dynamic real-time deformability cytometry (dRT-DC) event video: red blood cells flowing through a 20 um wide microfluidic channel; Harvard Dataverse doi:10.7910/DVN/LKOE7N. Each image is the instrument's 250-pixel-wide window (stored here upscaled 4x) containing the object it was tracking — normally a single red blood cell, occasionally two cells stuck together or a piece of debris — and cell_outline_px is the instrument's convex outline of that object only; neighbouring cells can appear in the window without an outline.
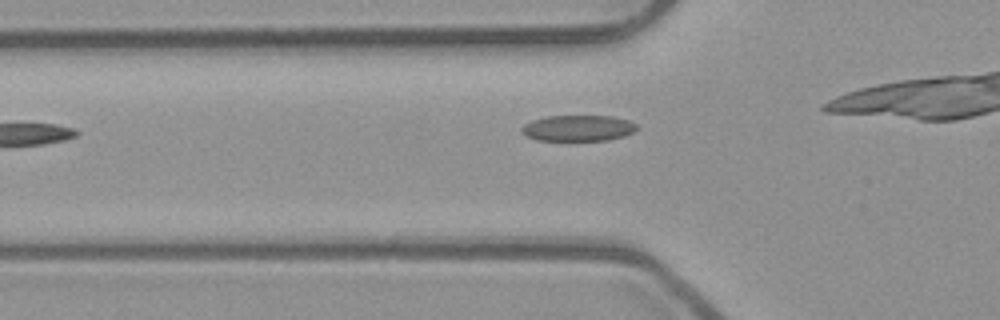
{"species": "common noctule bat (a hibernating species)", "species_latin": "Nyctalus noctula", "temperature_condition": "room temperature", "stored_images_in_passage": 8, "camera_frame_rate_fps": 3000, "um_per_image_px": 0.085, "animal": {"sex": "male", "body_mass_g": 23.1, "forearm_length_mm": 52.7}, "frame": {"image": 1, "passage_image": 3, "time_ms": 0.667, "image_size_px": [1000, 320], "cell_outline_px": [[636, 128], [632, 132], [624, 136], [608, 140], [536, 140], [520, 132], [520, 128], [524, 124], [532, 120], [548, 116], [612, 116], [628, 120], [636, 124]], "centroid_in_image_um": [49.11, 10.89], "position_along_channel_um": 76.7, "area_um2": 17.34}}
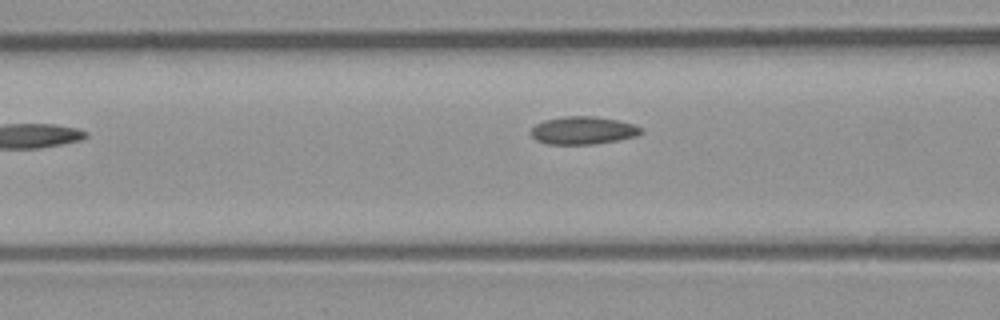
{"frame": {"image": 2, "passage_image": 6, "time_ms": 1.667, "image_size_px": [1000, 320], "cell_outline_px": [[644, 132], [636, 136], [596, 144], [548, 144], [536, 140], [532, 136], [532, 128], [536, 124], [544, 120], [564, 116], [592, 116], [616, 120], [632, 124], [640, 128]], "centroid_in_image_um": [49.54, 11.09], "position_along_channel_um": 117.1, "area_um2": 17.63}}